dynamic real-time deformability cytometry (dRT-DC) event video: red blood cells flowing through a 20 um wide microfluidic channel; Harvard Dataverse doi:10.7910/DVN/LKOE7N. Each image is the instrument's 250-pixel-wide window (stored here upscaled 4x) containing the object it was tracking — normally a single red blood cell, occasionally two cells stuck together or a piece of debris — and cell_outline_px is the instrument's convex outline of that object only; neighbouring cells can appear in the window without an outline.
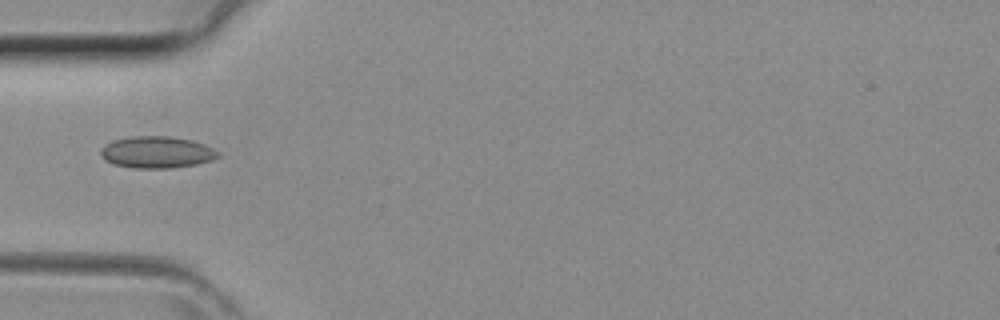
{"species": "common noctule bat (a hibernating species)", "species_latin": "Nyctalus noctula", "temperature_condition": "room temperature", "stored_images_in_passage": 33, "camera_frame_rate_fps": 3000, "um_per_image_px": 0.085, "animal": {"sex": "female", "body_mass_g": 29.2, "forearm_length_mm": 56.3}, "frame": {"image": 1, "passage_image": 4, "time_ms": 1.0, "image_size_px": [1000, 320], "cell_outline_px": [[220, 156], [212, 160], [196, 164], [172, 168], [132, 168], [112, 164], [104, 160], [100, 156], [100, 148], [104, 144], [116, 140], [132, 136], [168, 136], [192, 140], [204, 144], [220, 152]], "centroid_in_image_um": [13.3, 12.94], "position_along_channel_um": 71.7, "area_um2": 21.91}}
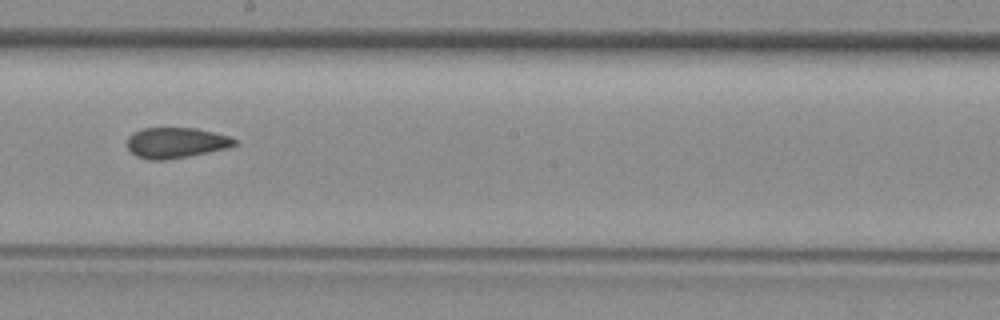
{"frame": {"image": 2, "passage_image": 14, "time_ms": 4.333, "image_size_px": [1000, 320], "cell_outline_px": [[240, 144], [228, 148], [188, 156], [164, 160], [148, 160], [136, 156], [128, 148], [128, 136], [132, 132], [144, 128], [196, 128], [232, 136]], "centroid_in_image_um": [14.99, 12.13], "position_along_channel_um": 233.2, "area_um2": 19.31}}
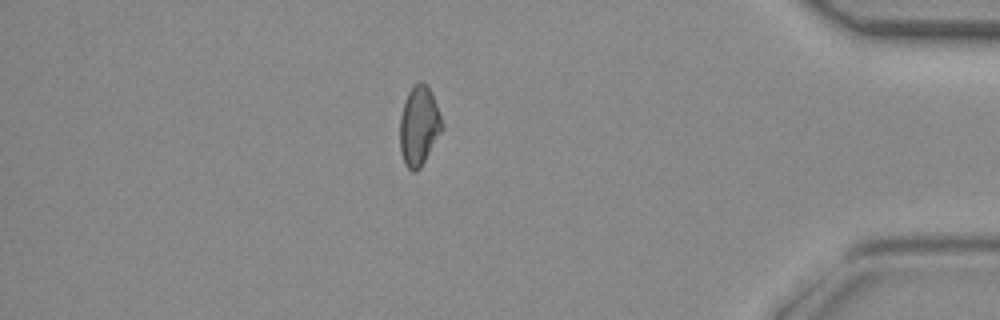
{"frame": {"image": 3, "passage_image": 27, "time_ms": 8.667, "image_size_px": [1000, 320], "cell_outline_px": [[444, 128], [420, 168], [416, 172], [412, 172], [404, 164], [400, 152], [400, 116], [408, 92], [420, 80], [432, 92], [444, 124]], "centroid_in_image_um": [35.62, 10.73], "position_along_channel_um": 399.6, "area_um2": 19.54}}